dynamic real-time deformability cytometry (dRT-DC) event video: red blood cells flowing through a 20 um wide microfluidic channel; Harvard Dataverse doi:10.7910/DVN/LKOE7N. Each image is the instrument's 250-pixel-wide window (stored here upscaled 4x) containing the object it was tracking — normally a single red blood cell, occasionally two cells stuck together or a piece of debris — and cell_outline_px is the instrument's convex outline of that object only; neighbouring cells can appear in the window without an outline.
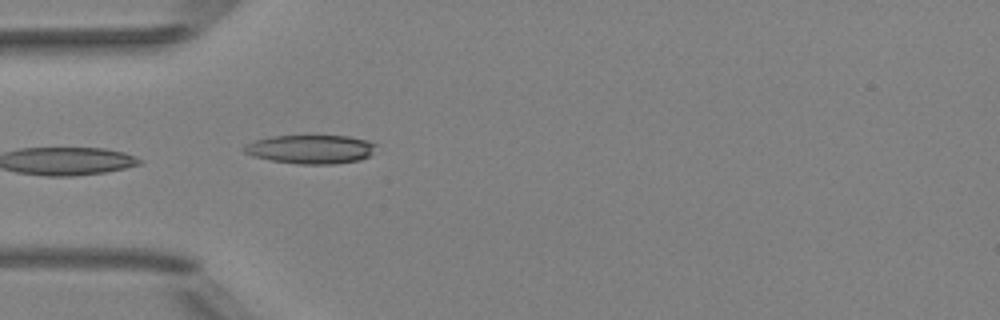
{"species": "Egyptian fruit bat (a non-hibernating species)", "species_latin": "Rousettus aegyptiacus", "temperature_condition": "room temperature", "stored_images_in_passage": 4, "camera_frame_rate_fps": 3000, "um_per_image_px": 0.085, "animal": {"sex": "female"}, "frame": {"image": 1, "passage_image": 4, "time_ms": 1.0, "image_size_px": [1000, 320], "cell_outline_px": [[376, 144], [368, 156], [360, 160], [336, 164], [296, 164], [272, 160], [252, 156], [244, 152], [240, 148], [244, 144], [256, 140], [272, 136], [348, 136], [368, 140]], "centroid_in_image_um": [26.36, 12.69], "position_along_channel_um": 58.6, "area_um2": 22.14}}